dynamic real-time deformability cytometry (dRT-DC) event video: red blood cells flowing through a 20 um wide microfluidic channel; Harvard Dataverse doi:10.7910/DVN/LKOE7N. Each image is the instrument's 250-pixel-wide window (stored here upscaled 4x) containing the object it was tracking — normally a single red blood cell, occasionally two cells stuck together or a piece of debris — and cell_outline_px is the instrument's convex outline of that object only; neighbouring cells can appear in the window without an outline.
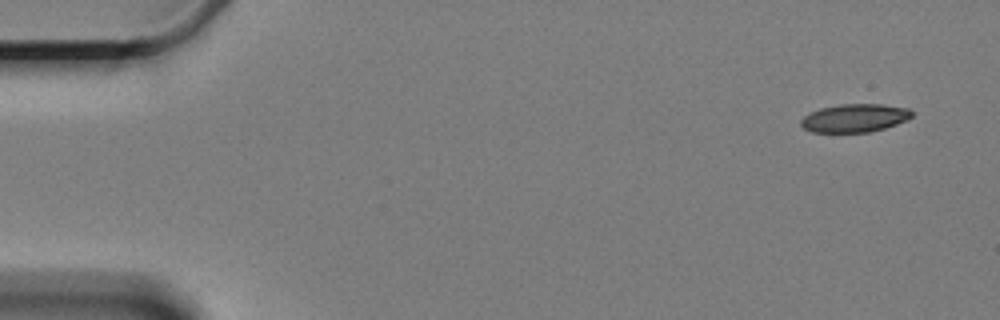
{"species": "Egyptian fruit bat (a non-hibernating species)", "species_latin": "Rousettus aegyptiacus", "temperature_condition": "cold", "stored_images_in_passage": 5, "camera_frame_rate_fps": 3000, "um_per_image_px": 0.085, "animal": {"sex": "female"}, "frame": {"image": 1, "passage_image": 1, "time_ms": 0.0, "image_size_px": [1000, 320], "cell_outline_px": [[912, 116], [908, 120], [872, 132], [812, 132], [804, 128], [800, 124], [800, 120], [804, 116], [820, 108], [840, 104], [884, 104], [908, 108], [912, 112]], "centroid_in_image_um": [72.66, 10.03], "position_along_channel_um": 12.3, "area_um2": 18.26}}